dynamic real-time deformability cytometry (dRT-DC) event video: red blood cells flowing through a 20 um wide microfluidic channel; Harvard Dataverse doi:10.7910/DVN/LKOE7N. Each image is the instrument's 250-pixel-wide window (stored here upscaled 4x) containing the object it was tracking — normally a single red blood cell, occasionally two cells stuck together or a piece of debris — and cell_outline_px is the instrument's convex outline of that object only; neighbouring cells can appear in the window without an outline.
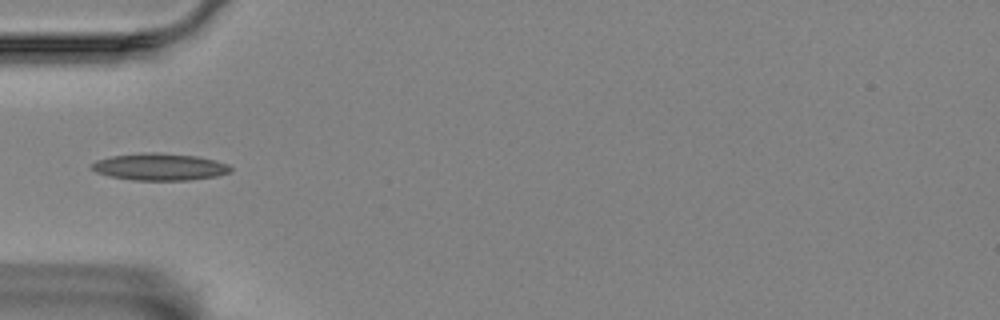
{"species": "Egyptian fruit bat (a non-hibernating species)", "species_latin": "Rousettus aegyptiacus", "temperature_condition": "room temperature", "stored_images_in_passage": 6, "camera_frame_rate_fps": 3000, "um_per_image_px": 0.085, "animal": {"sex": "female"}, "frame": {"image": 1, "passage_image": 1, "time_ms": 0.0, "image_size_px": [1000, 320], "cell_outline_px": [[232, 172], [216, 176], [188, 180], [132, 180], [108, 176], [96, 172], [92, 168], [92, 164], [96, 160], [112, 156], [144, 152], [156, 152], [196, 156], [216, 160], [228, 164], [232, 168]], "centroid_in_image_um": [13.59, 14.18], "position_along_channel_um": 71.4, "area_um2": 21.91}}